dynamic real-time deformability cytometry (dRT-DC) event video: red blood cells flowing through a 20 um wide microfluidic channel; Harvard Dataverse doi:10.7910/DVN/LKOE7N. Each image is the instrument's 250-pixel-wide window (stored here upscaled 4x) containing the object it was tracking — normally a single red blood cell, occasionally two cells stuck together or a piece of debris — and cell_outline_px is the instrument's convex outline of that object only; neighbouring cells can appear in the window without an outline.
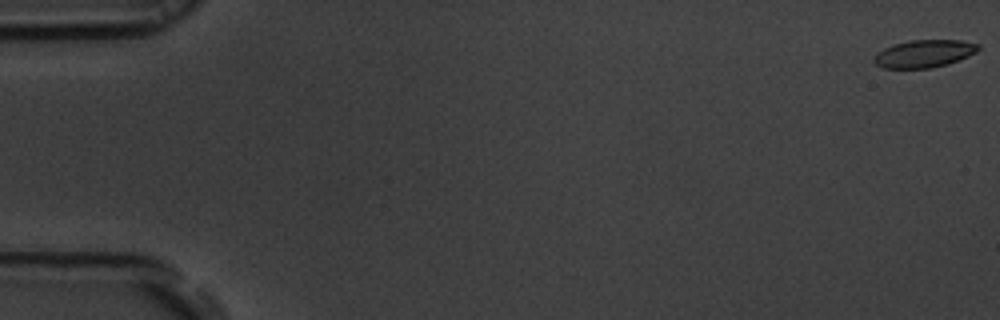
{"species": "common noctule bat (a hibernating species)", "species_latin": "Nyctalus noctula", "temperature_condition": "room temperature", "stored_images_in_passage": 56, "camera_frame_rate_fps": 3000, "um_per_image_px": 0.085, "animal": {"sex": "male", "body_mass_g": 19.5, "forearm_length_mm": 54.6}, "frame": {"image": 1, "passage_image": 1, "time_ms": 0.0, "image_size_px": [1000, 320], "cell_outline_px": [[980, 48], [976, 52], [968, 56], [948, 64], [928, 68], [884, 68], [876, 64], [872, 60], [884, 48], [892, 44], [908, 40], [960, 40], [980, 44]], "centroid_in_image_um": [78.57, 4.55], "position_along_channel_um": 6.4, "area_um2": 16.7}}
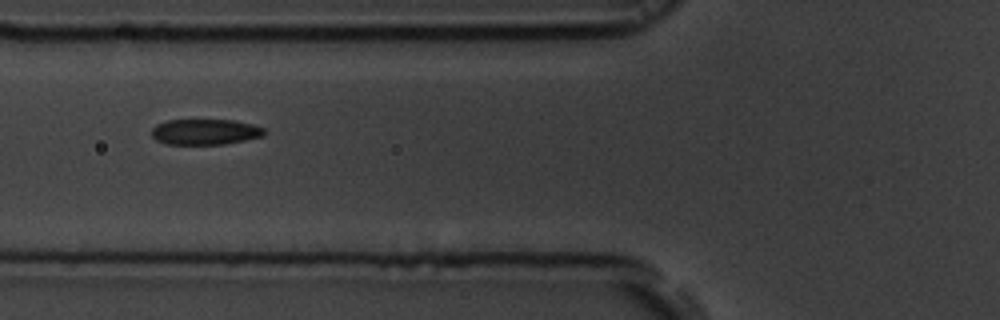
{"frame": {"image": 2, "passage_image": 22, "time_ms": 7.0, "image_size_px": [1000, 320], "cell_outline_px": [[268, 132], [264, 136], [224, 144], [164, 144], [156, 140], [152, 136], [152, 128], [156, 124], [168, 120], [236, 120], [252, 124], [264, 128]], "centroid_in_image_um": [17.45, 11.2], "position_along_channel_um": 108.3, "area_um2": 16.99}}
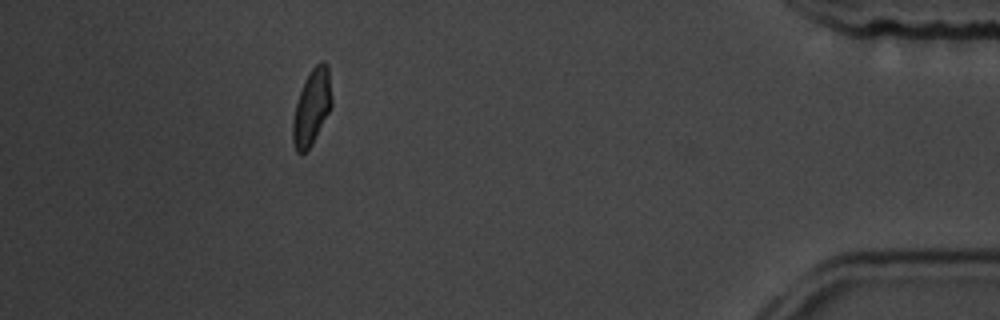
{"frame": {"image": 3, "passage_image": 51, "time_ms": 16.667, "image_size_px": [1000, 320], "cell_outline_px": [[332, 108], [312, 144], [304, 152], [296, 152], [292, 140], [292, 120], [296, 104], [304, 80], [312, 68], [320, 60], [324, 60], [328, 64], [332, 96]], "centroid_in_image_um": [26.52, 9.08], "position_along_channel_um": 408.7, "area_um2": 17.4}, "authors_computed_cell_mechanics": {"area_um2": 17.4556, "velocity_mm_per_s": 3.67, "shape_relaxation_time_tau1_ms": 2.7462, "shape_relaxation_time_tau2_ms": 1.4941, "deformation_change_tau1": 0.1094, "deformation_change_tau2": 0.0659}}